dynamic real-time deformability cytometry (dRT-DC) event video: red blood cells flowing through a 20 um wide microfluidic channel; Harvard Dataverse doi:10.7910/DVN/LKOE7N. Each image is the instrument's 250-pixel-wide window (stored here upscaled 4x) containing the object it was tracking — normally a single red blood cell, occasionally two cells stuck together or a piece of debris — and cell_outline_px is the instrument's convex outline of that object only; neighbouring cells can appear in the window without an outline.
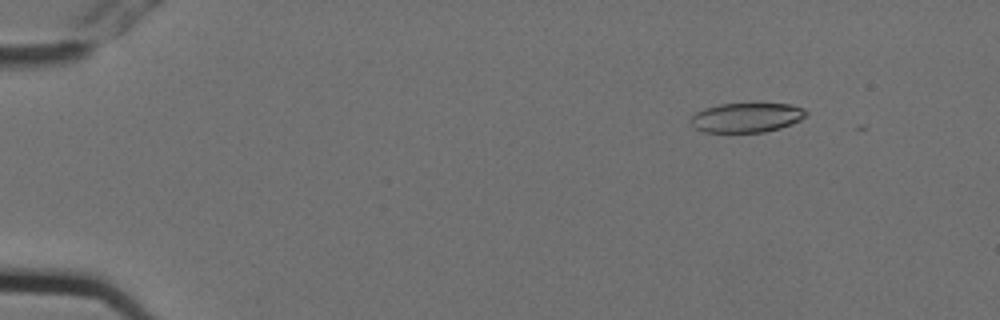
{"species": "Egyptian fruit bat (a non-hibernating species)", "species_latin": "Rousettus aegyptiacus", "temperature_condition": "cold", "stored_images_in_passage": 8, "camera_frame_rate_fps": 3000, "um_per_image_px": 0.085, "animal": {"sex": "female"}, "frame": {"image": 1, "passage_image": 2, "time_ms": 0.333, "image_size_px": [1000, 320], "cell_outline_px": [[808, 116], [792, 124], [780, 128], [764, 132], [704, 132], [696, 128], [688, 120], [696, 112], [704, 108], [720, 104], [788, 104], [804, 108], [808, 112]], "centroid_in_image_um": [63.47, 9.99], "position_along_channel_um": 21.5, "area_um2": 19.88}}
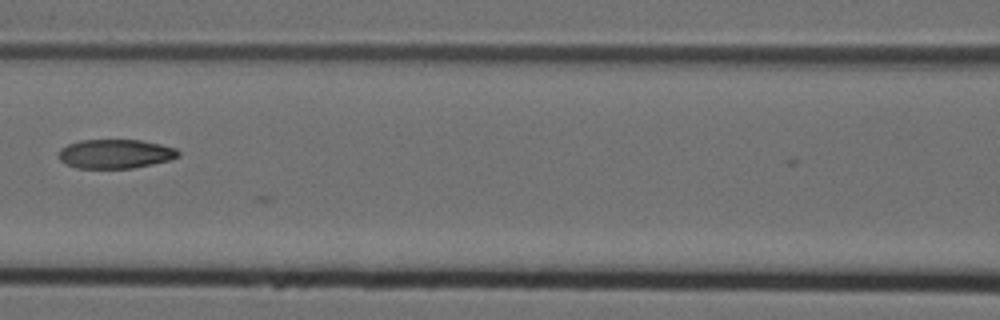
{"frame": {"image": 2, "passage_image": 7, "time_ms": 2.0, "image_size_px": [1000, 320], "cell_outline_px": [[180, 156], [172, 160], [132, 168], [76, 168], [60, 160], [56, 156], [60, 148], [68, 144], [80, 140], [140, 140], [160, 144], [176, 148], [180, 152]], "centroid_in_image_um": [9.81, 13.07], "position_along_channel_um": 156.8, "area_um2": 20.46}}